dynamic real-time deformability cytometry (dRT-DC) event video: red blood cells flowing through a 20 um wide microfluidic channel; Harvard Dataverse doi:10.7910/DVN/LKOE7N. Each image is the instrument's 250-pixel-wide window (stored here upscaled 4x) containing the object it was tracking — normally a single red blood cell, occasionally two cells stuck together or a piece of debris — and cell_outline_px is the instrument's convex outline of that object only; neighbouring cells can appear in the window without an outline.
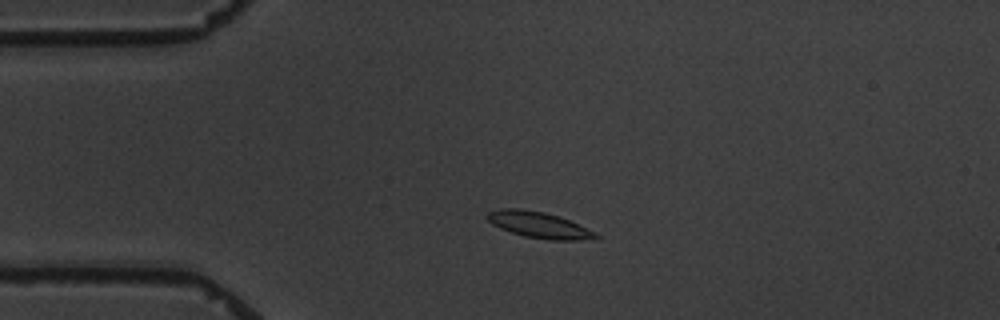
{"species": "common noctule bat (a hibernating species)", "species_latin": "Nyctalus noctula", "temperature_condition": "warm", "stored_images_in_passage": 5, "camera_frame_rate_fps": 3000, "um_per_image_px": 0.085, "animal": {"sex": "male", "body_mass_g": 19.5, "forearm_length_mm": 54.6}, "frame": {"image": 1, "passage_image": 3, "time_ms": 2.667, "image_size_px": [1000, 320], "cell_outline_px": [[600, 236], [596, 240], [548, 240], [524, 236], [500, 228], [492, 224], [484, 216], [488, 212], [500, 208], [520, 208], [544, 212], [568, 220], [596, 232]], "centroid_in_image_um": [45.81, 19.12], "position_along_channel_um": 39.2, "area_um2": 16.59}}
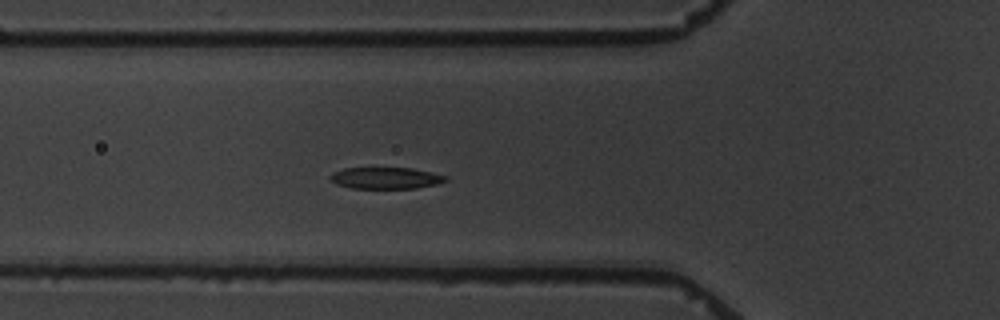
{"frame": {"image": 2, "passage_image": 5, "time_ms": 5.0, "image_size_px": [1000, 320], "cell_outline_px": [[448, 180], [436, 184], [416, 188], [352, 188], [336, 184], [328, 176], [332, 172], [344, 168], [412, 168], [432, 172], [448, 176]], "centroid_in_image_um": [32.79, 15.13], "position_along_channel_um": 93.0, "area_um2": 14.51}}